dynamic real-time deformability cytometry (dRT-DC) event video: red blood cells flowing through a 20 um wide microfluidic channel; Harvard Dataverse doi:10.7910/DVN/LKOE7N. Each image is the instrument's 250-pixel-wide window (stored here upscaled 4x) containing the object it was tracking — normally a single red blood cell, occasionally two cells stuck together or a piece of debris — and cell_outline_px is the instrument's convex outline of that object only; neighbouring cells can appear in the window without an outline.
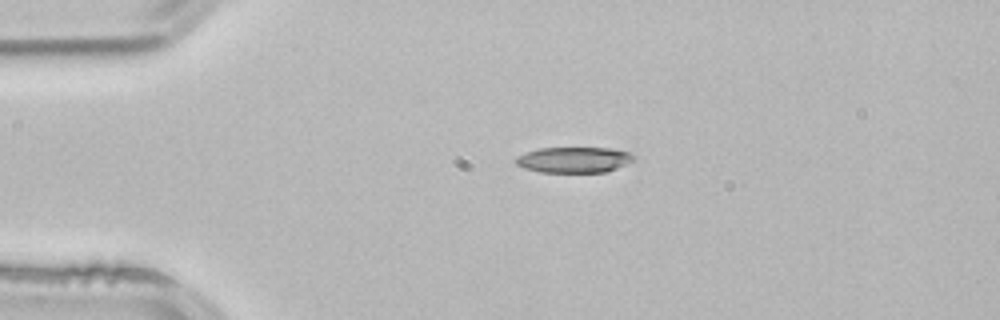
{"species": "common noctule bat (a hibernating species)", "species_latin": "Nyctalus noctula", "temperature_condition": "room temperature", "stored_images_in_passage": 2, "camera_frame_rate_fps": 3000, "um_per_image_px": 0.085, "animal": {"sex": "male", "body_mass_g": 21.5, "forearm_length_mm": 52.0}, "frame": {"image": 1, "passage_image": 1, "time_ms": 0.0, "image_size_px": [1000, 320], "cell_outline_px": [[636, 160], [616, 168], [604, 172], [540, 172], [524, 168], [516, 164], [516, 156], [540, 148], [608, 148], [632, 152], [636, 156]], "centroid_in_image_um": [48.83, 13.58], "position_along_channel_um": 36.2, "area_um2": 17.69}}
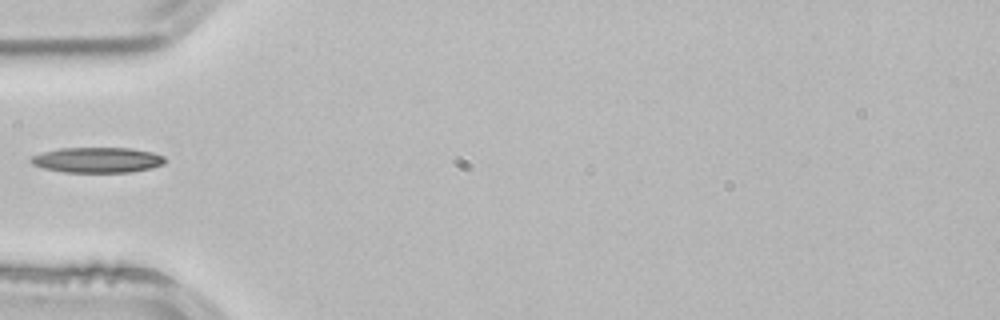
{"frame": {"image": 2, "passage_image": 2, "time_ms": 0.333, "image_size_px": [1000, 320], "cell_outline_px": [[164, 164], [152, 168], [128, 172], [64, 172], [44, 168], [32, 164], [28, 160], [32, 156], [44, 152], [60, 148], [128, 148], [152, 152], [164, 156]], "centroid_in_image_um": [8.27, 13.6], "position_along_channel_um": 76.7, "area_um2": 19.71}}